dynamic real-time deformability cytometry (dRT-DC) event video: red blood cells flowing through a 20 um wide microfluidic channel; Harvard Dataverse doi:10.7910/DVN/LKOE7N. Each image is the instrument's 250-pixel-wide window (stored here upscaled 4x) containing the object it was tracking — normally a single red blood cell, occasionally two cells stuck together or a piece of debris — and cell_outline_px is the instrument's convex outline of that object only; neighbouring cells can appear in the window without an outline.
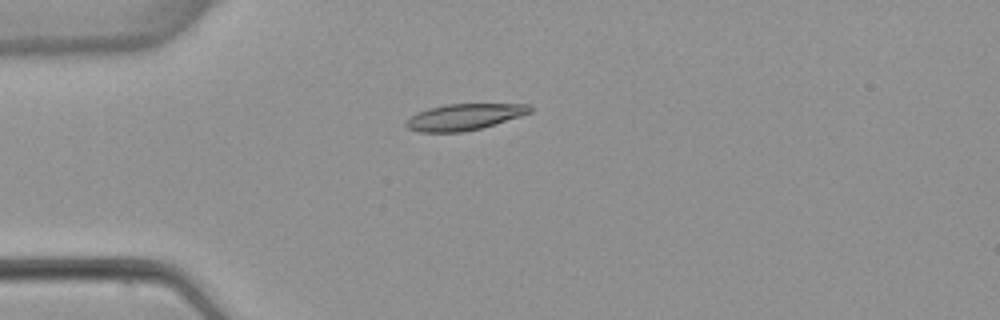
{"species": "common noctule bat (a hibernating species)", "species_latin": "Nyctalus noctula", "temperature_condition": "warm", "stored_images_in_passage": 3, "camera_frame_rate_fps": 3000, "um_per_image_px": 0.085, "animal": {"sex": "female", "body_mass_g": 22.7, "forearm_length_mm": 54.2}, "frame": {"image": 1, "passage_image": 1, "time_ms": 0.0, "image_size_px": [1000, 320], "cell_outline_px": [[532, 112], [520, 116], [480, 128], [464, 132], [420, 132], [408, 128], [404, 124], [404, 120], [428, 108], [448, 104], [528, 104], [532, 108]], "centroid_in_image_um": [39.44, 9.94], "position_along_channel_um": 45.6, "area_um2": 18.79}}
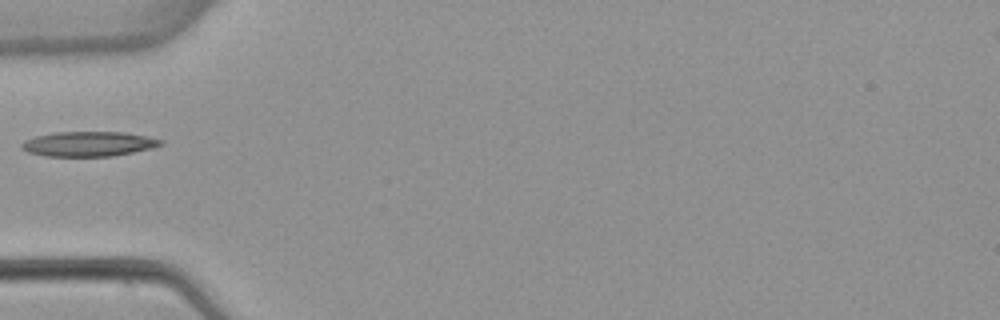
{"frame": {"image": 2, "passage_image": 2, "time_ms": 1.333, "image_size_px": [1000, 320], "cell_outline_px": [[164, 144], [152, 148], [112, 156], [44, 156], [28, 152], [20, 148], [20, 144], [24, 140], [36, 136], [56, 132], [124, 132], [164, 140]], "centroid_in_image_um": [7.5, 12.23], "position_along_channel_um": 77.5, "area_um2": 20.11}}
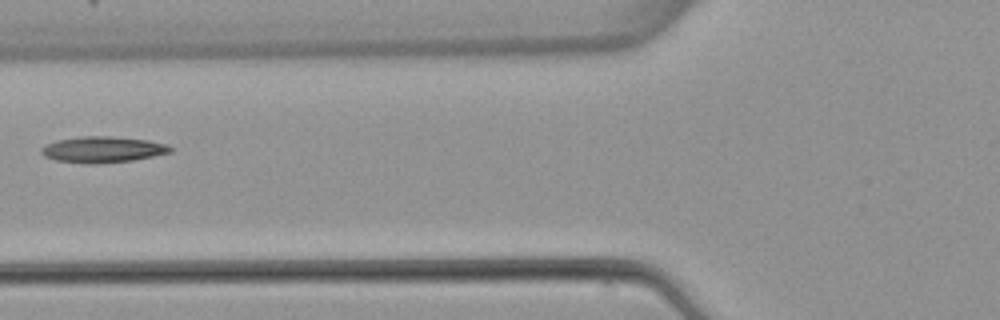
{"frame": {"image": 3, "passage_image": 3, "time_ms": 2.333, "image_size_px": [1000, 320], "cell_outline_px": [[172, 152], [132, 160], [56, 160], [44, 156], [40, 152], [40, 148], [56, 140], [84, 136], [108, 136], [148, 140], [168, 144], [172, 148]], "centroid_in_image_um": [8.78, 12.64], "position_along_channel_um": 117.0, "area_um2": 18.32}}